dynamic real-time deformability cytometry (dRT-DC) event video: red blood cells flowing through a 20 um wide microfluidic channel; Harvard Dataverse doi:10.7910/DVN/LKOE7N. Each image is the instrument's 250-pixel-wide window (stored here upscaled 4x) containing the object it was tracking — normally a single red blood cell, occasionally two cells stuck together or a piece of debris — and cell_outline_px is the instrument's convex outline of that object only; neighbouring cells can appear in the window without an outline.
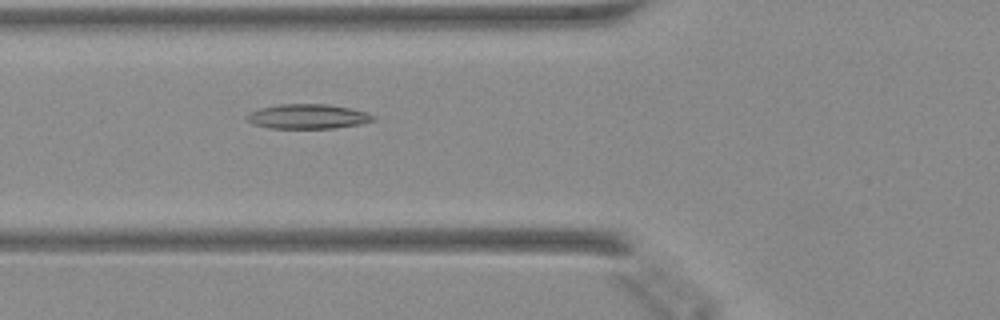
{"species": "Egyptian fruit bat (a non-hibernating species)", "species_latin": "Rousettus aegyptiacus", "temperature_condition": "warm", "stored_images_in_passage": 49, "camera_frame_rate_fps": 3000, "um_per_image_px": 0.085, "animal": {"sex": "female"}, "frame": {"image": 1, "passage_image": 19, "time_ms": 6.0, "image_size_px": [1000, 320], "cell_outline_px": [[376, 120], [360, 124], [336, 128], [268, 128], [252, 124], [244, 116], [248, 112], [260, 108], [280, 104], [328, 104], [352, 108], [368, 112], [376, 116]], "centroid_in_image_um": [26.18, 9.9], "position_along_channel_um": 99.6, "area_um2": 18.44}}
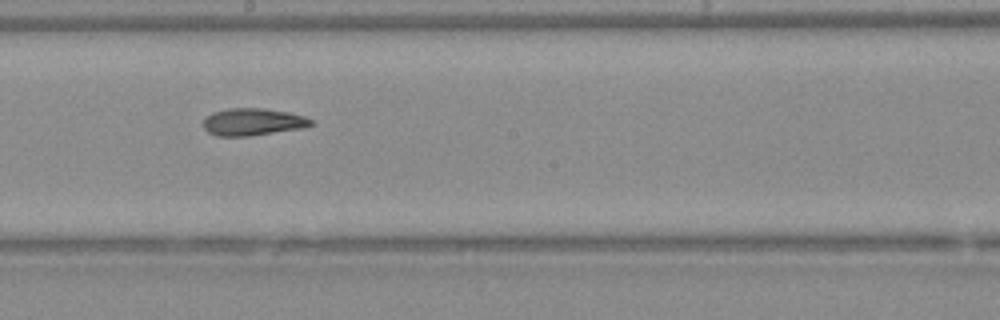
{"frame": {"image": 2, "passage_image": 28, "time_ms": 9.0, "image_size_px": [1000, 320], "cell_outline_px": [[316, 124], [300, 128], [248, 136], [216, 136], [208, 132], [204, 128], [204, 120], [212, 112], [228, 108], [264, 108], [288, 112], [304, 116], [312, 120]], "centroid_in_image_um": [21.48, 10.35], "position_along_channel_um": 226.7, "area_um2": 16.99}}
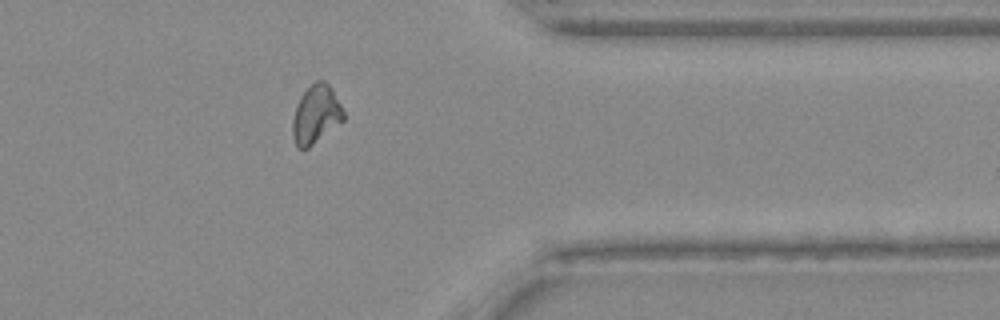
{"frame": {"image": 3, "passage_image": 40, "time_ms": 13.0, "image_size_px": [1000, 320], "cell_outline_px": [[344, 120], [308, 148], [300, 148], [296, 144], [292, 136], [292, 120], [296, 104], [300, 96], [316, 80], [324, 80], [332, 88], [344, 112]], "centroid_in_image_um": [26.84, 9.71], "position_along_channel_um": 384.6, "area_um2": 17.22}}